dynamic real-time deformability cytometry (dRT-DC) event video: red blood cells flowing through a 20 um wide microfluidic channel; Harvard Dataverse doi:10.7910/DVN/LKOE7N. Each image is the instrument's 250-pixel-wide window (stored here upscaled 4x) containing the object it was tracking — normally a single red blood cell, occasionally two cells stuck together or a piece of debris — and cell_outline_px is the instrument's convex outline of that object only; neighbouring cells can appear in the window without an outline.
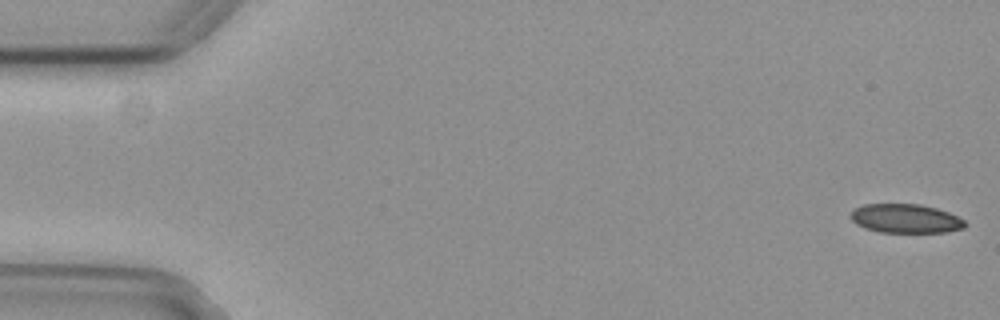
{"species": "common noctule bat (a hibernating species)", "species_latin": "Nyctalus noctula", "temperature_condition": "cold", "stored_images_in_passage": 50, "camera_frame_rate_fps": 3000, "um_per_image_px": 0.085, "animal": {"sex": "female", "body_mass_g": 29.2, "forearm_length_mm": 56.3}, "frame": {"image": 1, "passage_image": 1, "time_ms": 0.0, "image_size_px": [1000, 320], "cell_outline_px": [[968, 224], [964, 228], [948, 232], [880, 232], [864, 228], [856, 224], [848, 216], [856, 208], [864, 204], [920, 204], [936, 208], [948, 212], [964, 220]], "centroid_in_image_um": [76.98, 18.58], "position_along_channel_um": 8.0, "area_um2": 19.36}}
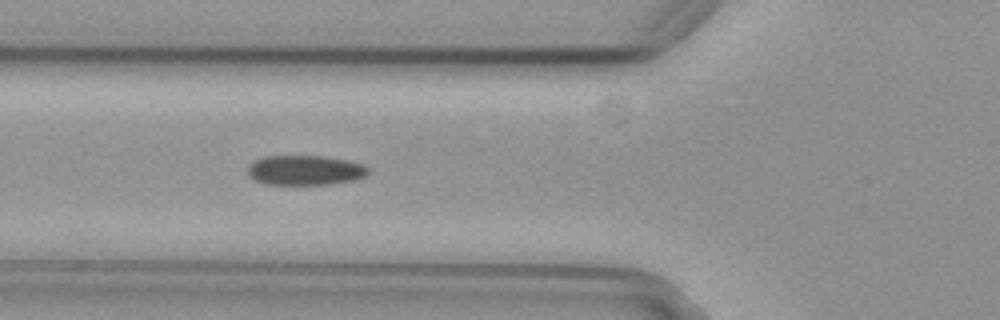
{"frame": {"image": 2, "passage_image": 20, "time_ms": 6.333, "image_size_px": [1000, 320], "cell_outline_px": [[368, 172], [364, 176], [356, 180], [328, 184], [264, 184], [248, 176], [248, 164], [264, 156], [324, 156], [348, 160], [364, 164], [368, 168]], "centroid_in_image_um": [25.93, 14.46], "position_along_channel_um": 99.9, "area_um2": 20.98}}
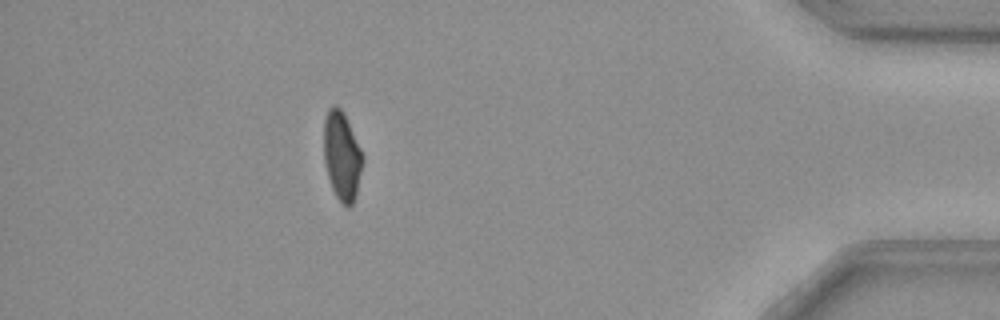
{"frame": {"image": 3, "passage_image": 49, "time_ms": 16.0, "image_size_px": [1000, 320], "cell_outline_px": [[364, 160], [356, 196], [352, 204], [348, 208], [336, 196], [332, 188], [328, 176], [324, 160], [324, 120], [328, 108], [332, 104], [336, 104], [344, 112], [364, 156]], "centroid_in_image_um": [29.07, 13.22], "position_along_channel_um": 406.1, "area_um2": 20.23}}